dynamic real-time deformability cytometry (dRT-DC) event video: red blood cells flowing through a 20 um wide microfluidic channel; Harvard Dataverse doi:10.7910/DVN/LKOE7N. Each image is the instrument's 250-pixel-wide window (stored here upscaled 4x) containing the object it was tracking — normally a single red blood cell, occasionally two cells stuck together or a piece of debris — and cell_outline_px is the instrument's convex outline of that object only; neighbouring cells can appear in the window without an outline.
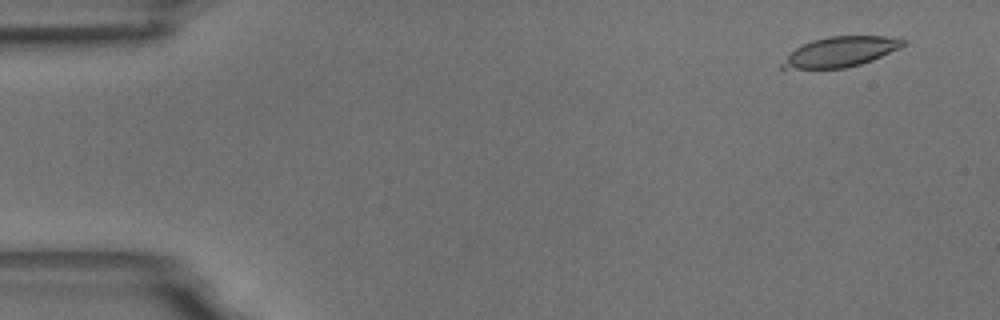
{"species": "common noctule bat (a hibernating species)", "species_latin": "Nyctalus noctula", "temperature_condition": "room temperature", "stored_images_in_passage": 5, "camera_frame_rate_fps": 3000, "um_per_image_px": 0.085, "animal": {"sex": "male", "body_mass_g": 18.8}, "frame": {"image": 1, "passage_image": 2, "time_ms": 1.0, "image_size_px": [1000, 320], "cell_outline_px": [[908, 44], [900, 48], [872, 60], [860, 64], [844, 68], [780, 68], [780, 64], [796, 48], [812, 40], [828, 36], [884, 36], [908, 40]], "centroid_in_image_um": [71.5, 4.38], "position_along_channel_um": 13.5, "area_um2": 20.92}}